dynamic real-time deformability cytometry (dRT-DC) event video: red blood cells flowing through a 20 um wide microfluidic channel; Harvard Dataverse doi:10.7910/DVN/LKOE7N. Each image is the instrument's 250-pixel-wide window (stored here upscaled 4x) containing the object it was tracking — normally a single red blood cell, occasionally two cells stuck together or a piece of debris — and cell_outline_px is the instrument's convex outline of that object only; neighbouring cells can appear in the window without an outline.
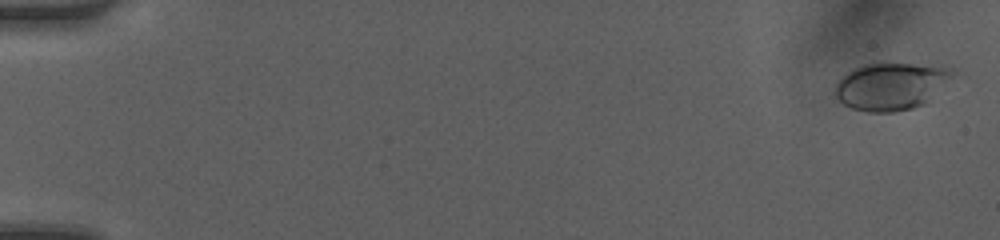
{"species": "human", "species_latin": "Homo sapiens", "temperature_condition": "room temperature", "stored_images_in_passage": 49, "camera_frame_rate_fps": 3000, "um_per_image_px": 0.085, "donor": {"sex": "female"}, "frame": {"image": 1, "passage_image": 1, "time_ms": 0.0, "image_size_px": [1000, 240], "cell_outline_px": [[968, 76], [928, 104], [912, 108], [892, 112], [868, 112], [852, 108], [844, 104], [832, 92], [836, 84], [852, 68], [864, 64], [940, 64], [956, 68], [964, 72]], "centroid_in_image_um": [76.11, 7.3], "position_along_channel_um": 8.9, "area_um2": 34.91}}
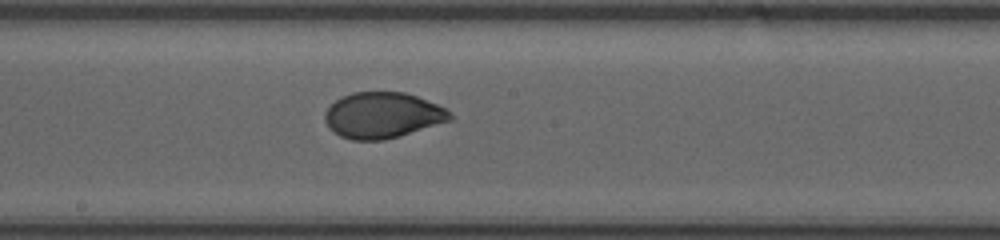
{"frame": {"image": 2, "passage_image": 28, "time_ms": 9.0, "image_size_px": [1000, 240], "cell_outline_px": [[456, 116], [452, 120], [384, 140], [352, 140], [340, 136], [324, 120], [324, 112], [340, 96], [352, 92], [404, 92], [416, 96], [436, 104], [452, 112]], "centroid_in_image_um": [32.53, 9.79], "position_along_channel_um": 215.7, "area_um2": 33.29}}
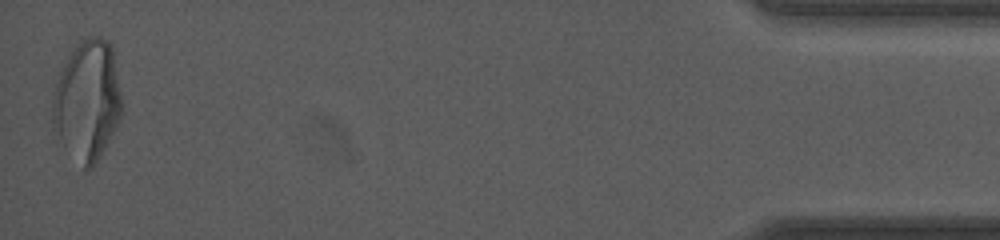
{"frame": {"image": 3, "passage_image": 49, "time_ms": 16.0, "image_size_px": [1000, 240], "cell_outline_px": [[124, 112], [116, 128], [92, 168], [84, 168], [56, 144], [52, 128], [52, 100], [56, 84], [60, 72], [68, 56], [88, 36], [100, 36], [108, 40], [112, 48]], "centroid_in_image_um": [7.4, 8.63], "position_along_channel_um": 427.8, "area_um2": 49.01}, "authors_computed_cell_mechanics": {"area_um2": 33.813, "velocity_mm_per_s": 4.2006, "shape_relaxation_time_tau1_ms": 5.3313, "shape_relaxation_time_tau2_ms": null, "deformation_change_tau1": 0.1863, "deformation_change_tau2": null}}